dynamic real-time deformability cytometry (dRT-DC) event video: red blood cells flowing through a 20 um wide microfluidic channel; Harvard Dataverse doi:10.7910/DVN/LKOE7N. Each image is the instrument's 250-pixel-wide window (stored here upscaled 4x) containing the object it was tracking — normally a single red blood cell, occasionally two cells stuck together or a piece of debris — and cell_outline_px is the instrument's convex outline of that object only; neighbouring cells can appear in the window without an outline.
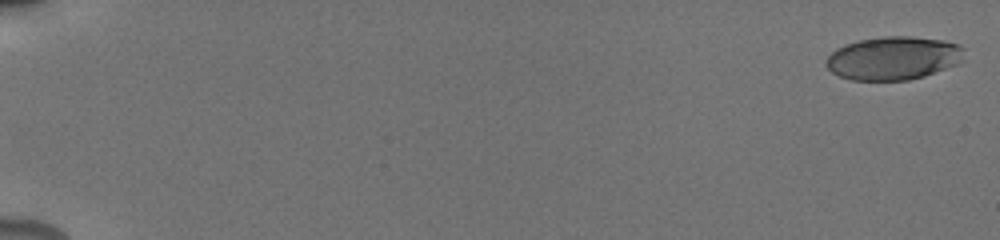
{"species": "human", "species_latin": "Homo sapiens", "temperature_condition": "cold", "stored_images_in_passage": 19, "camera_frame_rate_fps": 3000, "um_per_image_px": 0.085, "donor": {"sex": "male"}, "frame": {"image": 1, "passage_image": 1, "time_ms": 0.0, "image_size_px": [1000, 240], "cell_outline_px": [[964, 48], [960, 60], [956, 64], [924, 76], [908, 80], [852, 80], [840, 76], [832, 72], [824, 64], [824, 60], [836, 48], [860, 40], [884, 36], [912, 36], [944, 40], [956, 44]], "centroid_in_image_um": [75.9, 4.94], "position_along_channel_um": 9.1, "area_um2": 34.62}}
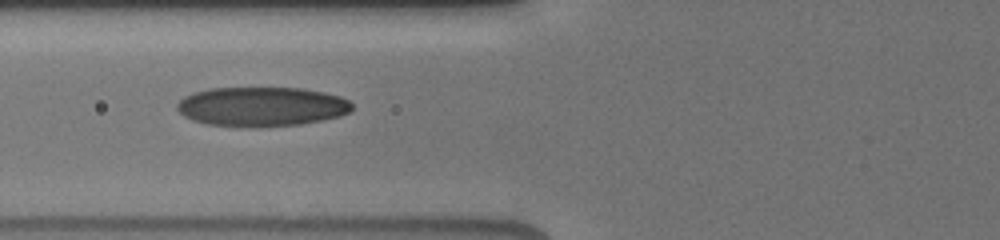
{"frame": {"image": 2, "passage_image": 14, "time_ms": 7.667, "image_size_px": [1000, 240], "cell_outline_px": [[352, 108], [348, 112], [340, 116], [324, 120], [300, 124], [208, 124], [192, 120], [184, 116], [176, 108], [176, 104], [184, 96], [192, 92], [212, 88], [300, 88], [324, 92], [340, 96], [348, 100], [352, 104]], "centroid_in_image_um": [22.25, 9.01], "position_along_channel_um": 103.6, "area_um2": 39.13}}
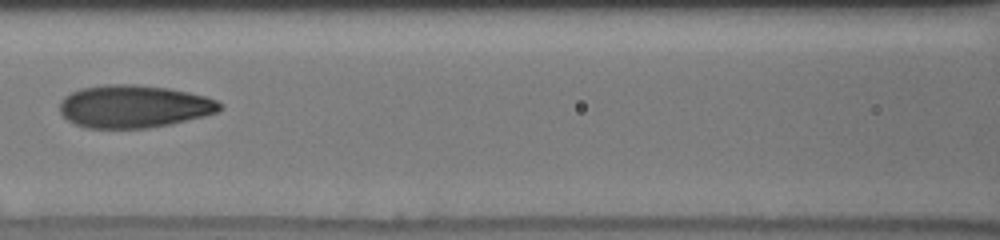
{"frame": {"image": 3, "passage_image": 16, "time_ms": 9.0, "image_size_px": [1000, 240], "cell_outline_px": [[224, 108], [216, 112], [204, 116], [168, 124], [148, 128], [84, 128], [68, 120], [60, 112], [60, 100], [64, 96], [80, 88], [104, 84], [136, 84], [168, 88], [188, 92], [204, 96], [216, 100]], "centroid_in_image_um": [11.34, 9.04], "position_along_channel_um": 155.3, "area_um2": 39.82}}